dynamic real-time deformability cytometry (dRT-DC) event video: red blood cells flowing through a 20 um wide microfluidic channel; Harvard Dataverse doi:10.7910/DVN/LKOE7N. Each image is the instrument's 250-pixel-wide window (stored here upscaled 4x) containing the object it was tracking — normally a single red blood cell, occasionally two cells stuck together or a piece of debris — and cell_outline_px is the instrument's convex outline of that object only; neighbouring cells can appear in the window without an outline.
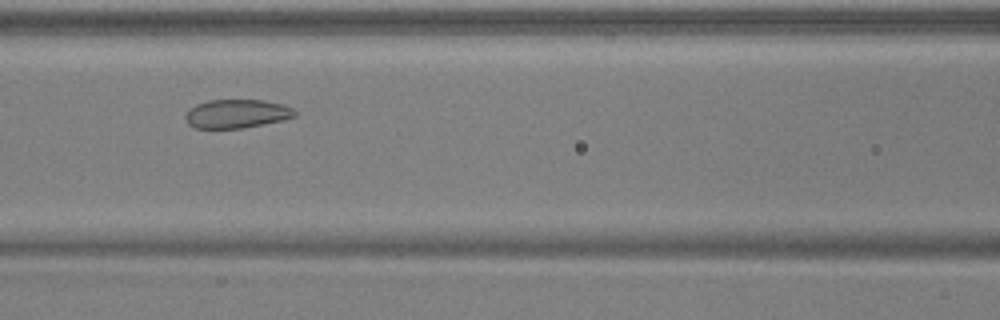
{"species": "common noctule bat (a hibernating species)", "species_latin": "Nyctalus noctula", "temperature_condition": "warm", "stored_images_in_passage": 44, "camera_frame_rate_fps": 3000, "um_per_image_px": 0.085, "animal": {"sex": "male", "body_mass_g": 17.9, "forearm_length_mm": 54.2}, "frame": {"image": 1, "passage_image": 15, "time_ms": 4.667, "image_size_px": [1000, 320], "cell_outline_px": [[296, 116], [280, 120], [240, 128], [196, 128], [188, 124], [184, 116], [196, 104], [208, 100], [264, 100], [280, 104], [292, 108], [296, 112]], "centroid_in_image_um": [20.09, 9.66], "position_along_channel_um": 146.5, "area_um2": 17.92}}
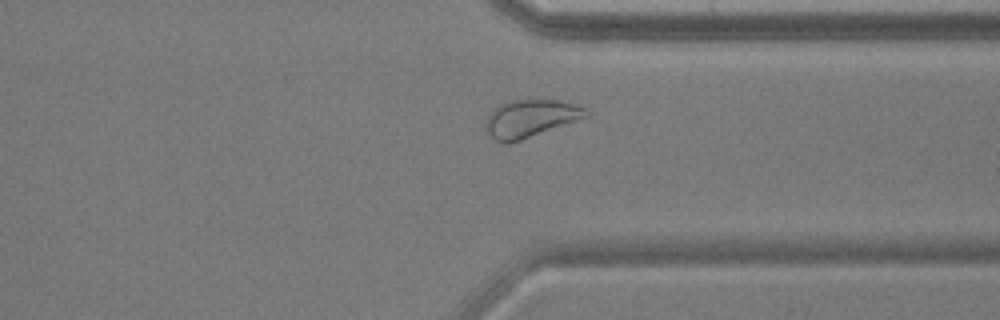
{"frame": {"image": 2, "passage_image": 32, "time_ms": 10.333, "image_size_px": [1000, 320], "cell_outline_px": [[592, 112], [588, 116], [520, 140], [508, 144], [500, 144], [484, 128], [484, 124], [488, 112], [492, 108], [500, 104], [512, 100], [556, 100], [576, 104], [588, 108]], "centroid_in_image_um": [45.06, 10.06], "position_along_channel_um": 366.3, "area_um2": 22.08}}
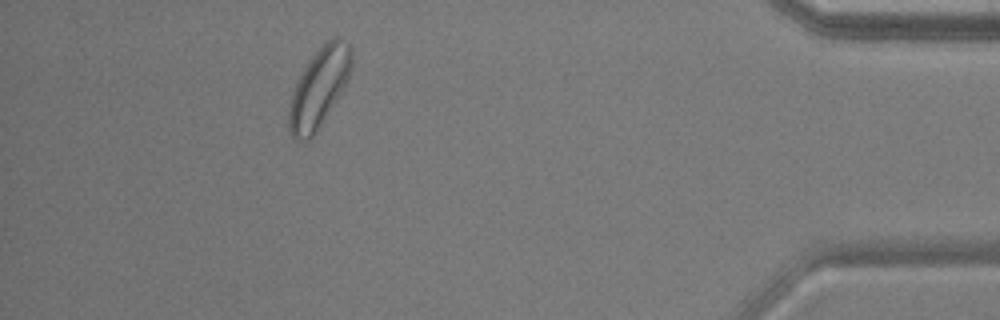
{"frame": {"image": 3, "passage_image": 39, "time_ms": 12.667, "image_size_px": [1000, 320], "cell_outline_px": [[352, 64], [348, 80], [344, 88], [312, 136], [304, 144], [296, 140], [288, 132], [288, 104], [296, 80], [308, 60], [316, 48], [332, 36], [340, 36], [348, 44], [352, 52]], "centroid_in_image_um": [27.08, 7.42], "position_along_channel_um": 408.1, "area_um2": 29.42}, "authors_computed_cell_mechanics": {"area_um2": 21.8773, "velocity_mm_per_s": 3.8794, "shape_relaxation_time_tau1_ms": 7.3576, "shape_relaxation_time_tau2_ms": 1.6219, "deformation_change_tau1": 0.129, "deformation_change_tau2": 0.0605}}